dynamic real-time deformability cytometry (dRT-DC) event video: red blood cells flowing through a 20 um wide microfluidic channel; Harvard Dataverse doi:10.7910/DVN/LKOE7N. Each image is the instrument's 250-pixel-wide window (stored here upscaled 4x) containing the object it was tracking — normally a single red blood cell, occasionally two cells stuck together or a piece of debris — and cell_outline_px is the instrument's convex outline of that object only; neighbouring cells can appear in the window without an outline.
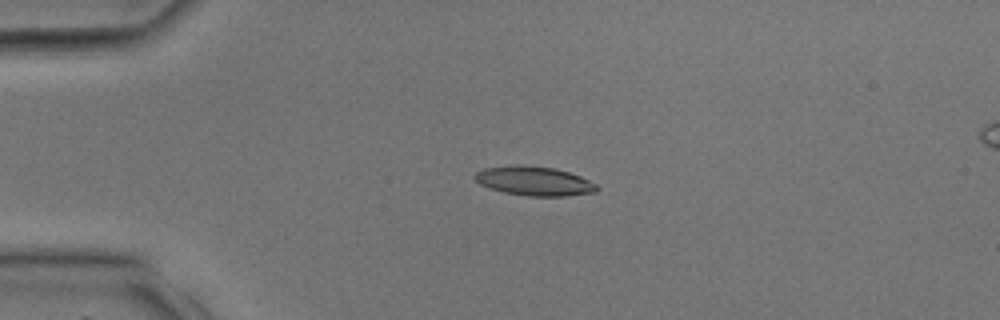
{"species": "common noctule bat (a hibernating species)", "species_latin": "Nyctalus noctula", "temperature_condition": "room temperature", "stored_images_in_passage": 27, "camera_frame_rate_fps": 3000, "um_per_image_px": 0.085, "animal": {"sex": "male", "body_mass_g": 17.9, "forearm_length_mm": 54.2}, "frame": {"image": 1, "passage_image": 1, "time_ms": 0.0, "image_size_px": [1000, 320], "cell_outline_px": [[600, 188], [596, 192], [564, 196], [528, 196], [504, 192], [480, 184], [472, 176], [476, 172], [484, 168], [516, 164], [520, 164], [556, 168], [580, 176], [596, 184]], "centroid_in_image_um": [45.41, 15.37], "position_along_channel_um": 39.6, "area_um2": 20.81}}
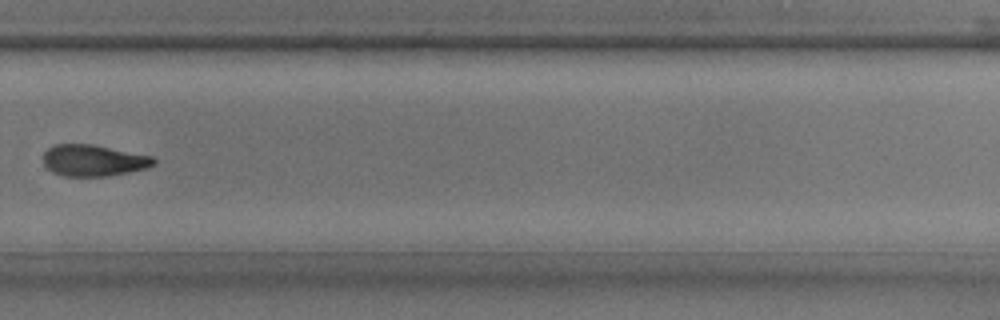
{"frame": {"image": 2, "passage_image": 17, "time_ms": 5.333, "image_size_px": [1000, 320], "cell_outline_px": [[156, 164], [148, 168], [108, 176], [64, 176], [52, 172], [44, 164], [44, 152], [48, 148], [56, 144], [92, 144], [152, 156], [156, 160]], "centroid_in_image_um": [7.96, 13.64], "position_along_channel_um": 321.8, "area_um2": 20.23}}
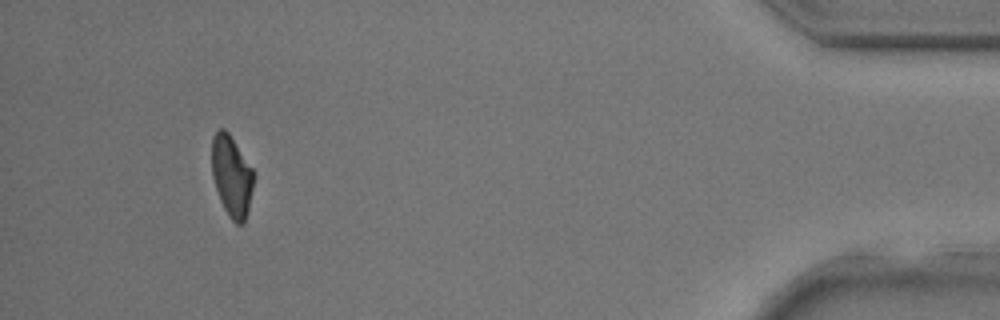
{"frame": {"image": 3, "passage_image": 25, "time_ms": 8.0, "image_size_px": [1000, 320], "cell_outline_px": [[252, 188], [248, 208], [244, 224], [236, 224], [228, 216], [220, 200], [212, 176], [212, 136], [220, 128], [224, 128], [228, 132], [252, 168]], "centroid_in_image_um": [19.66, 14.97], "position_along_channel_um": 415.5, "area_um2": 19.42}}